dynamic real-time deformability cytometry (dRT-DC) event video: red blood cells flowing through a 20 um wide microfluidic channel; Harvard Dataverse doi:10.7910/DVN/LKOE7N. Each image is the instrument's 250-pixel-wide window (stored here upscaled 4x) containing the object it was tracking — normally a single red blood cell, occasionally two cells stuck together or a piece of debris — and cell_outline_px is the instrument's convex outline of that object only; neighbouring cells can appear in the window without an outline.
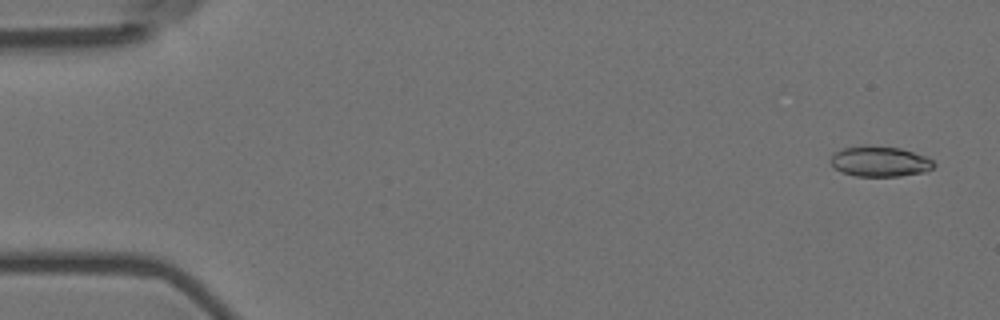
{"species": "Egyptian fruit bat (a non-hibernating species)", "species_latin": "Rousettus aegyptiacus", "temperature_condition": "room temperature", "stored_images_in_passage": 6, "camera_frame_rate_fps": 3000, "um_per_image_px": 0.085, "animal": {"sex": "female"}, "frame": {"image": 1, "passage_image": 3, "time_ms": 0.667, "image_size_px": [1000, 320], "cell_outline_px": [[936, 164], [932, 168], [924, 172], [900, 176], [856, 176], [840, 172], [832, 164], [832, 156], [836, 152], [844, 148], [864, 144], [868, 144], [900, 148], [924, 156], [932, 160]], "centroid_in_image_um": [74.79, 13.71], "position_along_channel_um": 10.2, "area_um2": 18.26}}